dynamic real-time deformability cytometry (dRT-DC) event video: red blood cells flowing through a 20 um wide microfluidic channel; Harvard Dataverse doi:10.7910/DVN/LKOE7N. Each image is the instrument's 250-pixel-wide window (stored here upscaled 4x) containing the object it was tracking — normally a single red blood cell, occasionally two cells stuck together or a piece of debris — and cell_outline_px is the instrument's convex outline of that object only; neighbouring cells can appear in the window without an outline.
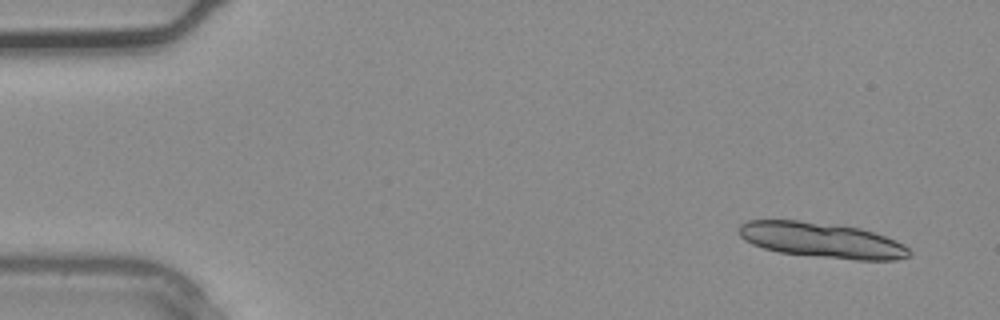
{"species": "common noctule bat (a hibernating species)", "species_latin": "Nyctalus noctula", "temperature_condition": "warm", "stored_images_in_passage": 3, "camera_frame_rate_fps": 3000, "um_per_image_px": 0.085, "animal": {"sex": "male", "body_mass_g": 20.4}, "frame": {"image": 1, "passage_image": 3, "time_ms": 0.667, "image_size_px": [1000, 320], "cell_outline_px": [[912, 252], [908, 256], [896, 260], [856, 260], [780, 252], [764, 248], [752, 244], [744, 240], [740, 236], [740, 224], [748, 220], [800, 220], [860, 228], [896, 240], [904, 244]], "centroid_in_image_um": [69.86, 20.41], "position_along_channel_um": 15.1, "area_um2": 34.74}}